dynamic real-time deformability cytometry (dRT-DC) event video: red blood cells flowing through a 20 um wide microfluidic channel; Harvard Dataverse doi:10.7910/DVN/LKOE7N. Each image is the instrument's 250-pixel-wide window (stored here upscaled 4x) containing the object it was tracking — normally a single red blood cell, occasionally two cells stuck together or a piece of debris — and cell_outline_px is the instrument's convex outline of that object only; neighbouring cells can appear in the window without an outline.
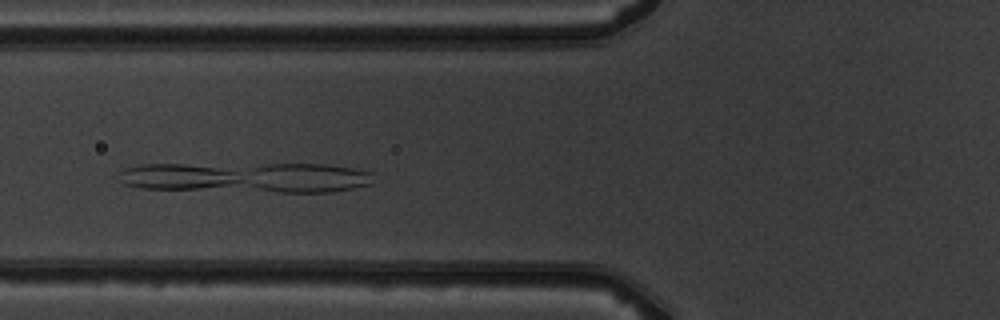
{"species": "common noctule bat (a hibernating species)", "species_latin": "Nyctalus noctula", "temperature_condition": "warm", "stored_images_in_passage": 3, "camera_frame_rate_fps": 3000, "um_per_image_px": 0.085, "animal": {"sex": "male", "body_mass_g": 19.5, "forearm_length_mm": 54.6}, "frame": {"image": 1, "passage_image": 3, "time_ms": 2.333, "image_size_px": [1000, 320], "cell_outline_px": [[372, 184], [332, 192], [280, 192], [140, 188], [124, 184], [116, 180], [120, 172], [124, 168], [140, 164], [324, 164], [352, 168], [372, 172]], "centroid_in_image_um": [20.89, 15.07], "position_along_channel_um": 104.9, "area_um2": 45.32}}